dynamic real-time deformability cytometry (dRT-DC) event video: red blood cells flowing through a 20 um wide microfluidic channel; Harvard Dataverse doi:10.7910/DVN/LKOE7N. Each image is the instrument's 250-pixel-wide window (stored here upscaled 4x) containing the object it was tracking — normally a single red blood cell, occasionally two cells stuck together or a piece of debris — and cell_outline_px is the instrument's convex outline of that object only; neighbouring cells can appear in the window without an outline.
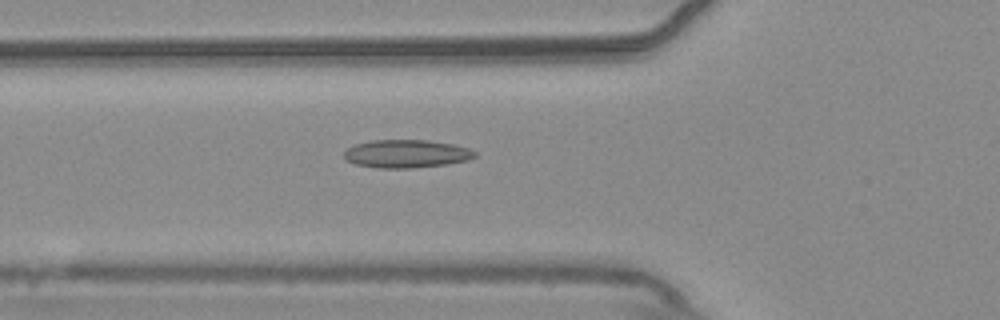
{"species": "common noctule bat (a hibernating species)", "species_latin": "Nyctalus noctula", "temperature_condition": "warm", "stored_images_in_passage": 56, "camera_frame_rate_fps": 3000, "um_per_image_px": 0.085, "animal": {"sex": "male", "body_mass_g": 20.4}, "frame": {"image": 1, "passage_image": 20, "time_ms": 6.333, "image_size_px": [1000, 320], "cell_outline_px": [[476, 156], [468, 160], [448, 164], [408, 168], [380, 168], [356, 164], [348, 160], [344, 156], [344, 152], [348, 148], [356, 144], [372, 140], [428, 140], [452, 144], [468, 148], [476, 152]], "centroid_in_image_um": [34.57, 13.06], "position_along_channel_um": 91.2, "area_um2": 21.21}}
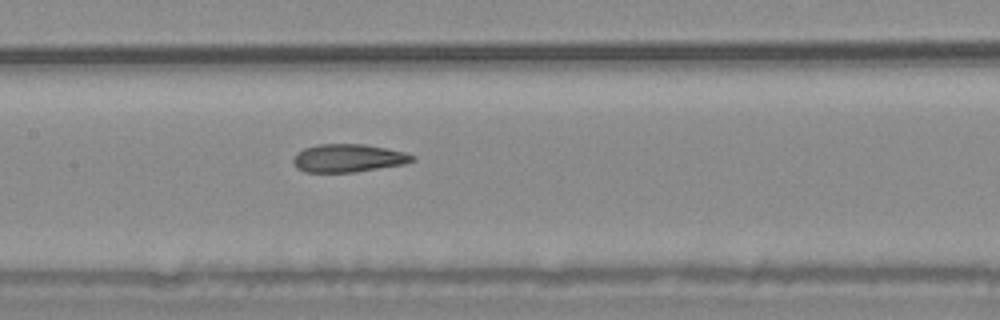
{"frame": {"image": 2, "passage_image": 27, "time_ms": 8.667, "image_size_px": [1000, 320], "cell_outline_px": [[416, 160], [404, 164], [356, 172], [304, 172], [296, 168], [292, 160], [296, 152], [304, 148], [320, 144], [364, 144], [388, 148], [404, 152], [416, 156]], "centroid_in_image_um": [29.6, 13.44], "position_along_channel_um": 177.8, "area_um2": 19.65}}
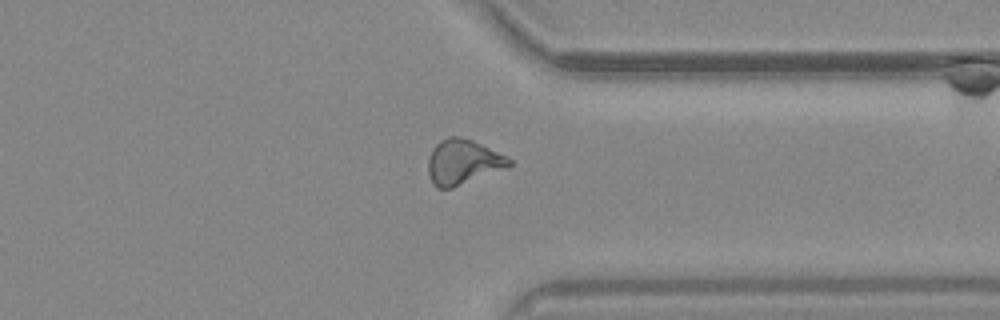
{"frame": {"image": 3, "passage_image": 43, "time_ms": 14.0, "image_size_px": [1000, 320], "cell_outline_px": [[512, 164], [504, 168], [452, 188], [436, 188], [432, 184], [428, 172], [428, 156], [432, 148], [440, 140], [448, 136], [460, 136], [472, 140], [512, 160]], "centroid_in_image_um": [39.27, 13.76], "position_along_channel_um": 372.1, "area_um2": 20.92}, "authors_computed_cell_mechanics": {"area_um2": 20.6635, "velocity_mm_per_s": 3.677, "shape_relaxation_time_tau1_ms": null, "shape_relaxation_time_tau2_ms": 2.5593, "deformation_change_tau1": null, "deformation_change_tau2": 0.1023}}